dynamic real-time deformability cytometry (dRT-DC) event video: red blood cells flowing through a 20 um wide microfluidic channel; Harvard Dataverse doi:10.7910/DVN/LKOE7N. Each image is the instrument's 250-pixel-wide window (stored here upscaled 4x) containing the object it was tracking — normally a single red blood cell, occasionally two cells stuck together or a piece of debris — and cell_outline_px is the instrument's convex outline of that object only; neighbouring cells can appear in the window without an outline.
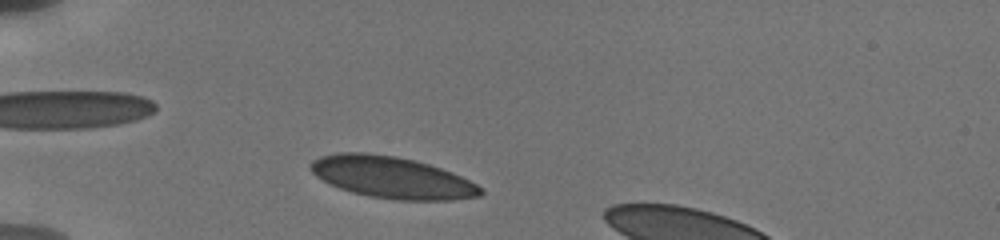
{"species": "human", "species_latin": "Homo sapiens", "temperature_condition": "cold", "stored_images_in_passage": 12, "camera_frame_rate_fps": 3000, "um_per_image_px": 0.085, "donor": {"sex": "male"}, "frame": {"image": 1, "passage_image": 2, "time_ms": 0.667, "image_size_px": [1000, 240], "cell_outline_px": [[484, 192], [480, 196], [452, 200], [396, 200], [368, 196], [352, 192], [340, 188], [316, 176], [308, 168], [308, 164], [312, 160], [320, 156], [340, 152], [368, 152], [396, 156], [428, 164], [452, 172], [484, 188]], "centroid_in_image_um": [33.3, 15.08], "position_along_channel_um": 51.7, "area_um2": 41.33}}
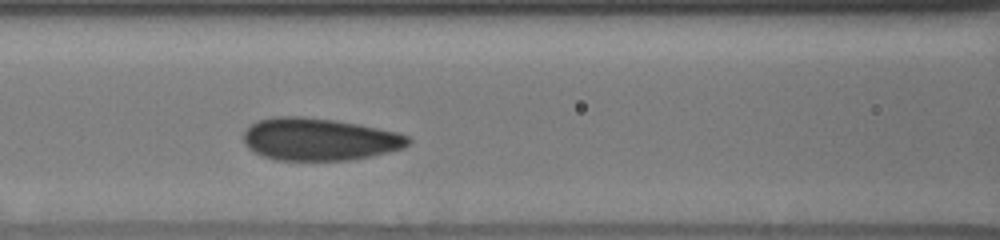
{"frame": {"image": 2, "passage_image": 9, "time_ms": 3.667, "image_size_px": [1000, 240], "cell_outline_px": [[412, 140], [404, 148], [388, 152], [348, 160], [276, 160], [264, 156], [248, 148], [244, 144], [244, 132], [252, 124], [260, 120], [280, 116], [300, 116], [332, 120], [360, 124], [396, 132], [408, 136]], "centroid_in_image_um": [27.15, 11.84], "position_along_channel_um": 139.5, "area_um2": 40.34}}
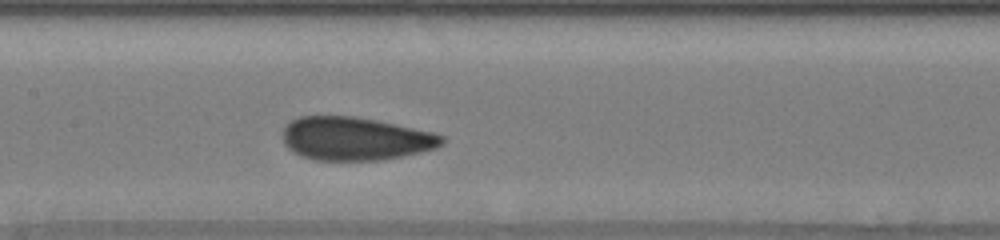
{"frame": {"image": 3, "passage_image": 12, "time_ms": 4.667, "image_size_px": [1000, 240], "cell_outline_px": [[444, 144], [436, 148], [420, 152], [384, 160], [312, 160], [300, 156], [292, 152], [284, 144], [284, 128], [292, 120], [300, 116], [356, 116], [376, 120], [432, 132], [444, 136]], "centroid_in_image_um": [30.19, 11.79], "position_along_channel_um": 177.2, "area_um2": 40.17}}